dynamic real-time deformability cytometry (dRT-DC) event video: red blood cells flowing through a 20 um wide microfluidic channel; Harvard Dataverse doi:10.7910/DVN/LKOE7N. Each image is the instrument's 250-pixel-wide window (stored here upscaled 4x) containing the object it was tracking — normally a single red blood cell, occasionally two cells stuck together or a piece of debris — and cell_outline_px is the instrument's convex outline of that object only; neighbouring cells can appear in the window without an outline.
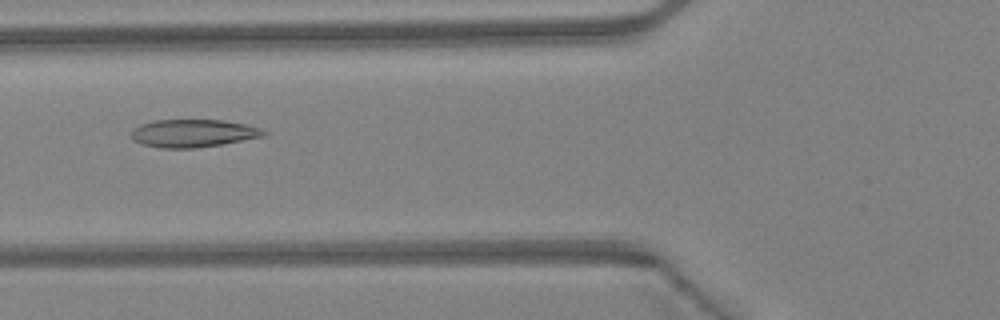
{"species": "Egyptian fruit bat (a non-hibernating species)", "species_latin": "Rousettus aegyptiacus", "temperature_condition": "warm", "stored_images_in_passage": 46, "camera_frame_rate_fps": 3000, "um_per_image_px": 0.085, "animal": {"sex": "female"}, "frame": {"image": 1, "passage_image": 18, "time_ms": 5.667, "image_size_px": [1000, 320], "cell_outline_px": [[268, 132], [264, 136], [224, 144], [196, 148], [160, 148], [144, 144], [132, 140], [132, 128], [140, 124], [152, 120], [220, 120], [244, 124], [260, 128]], "centroid_in_image_um": [16.4, 11.33], "position_along_channel_um": 109.4, "area_um2": 21.5}}
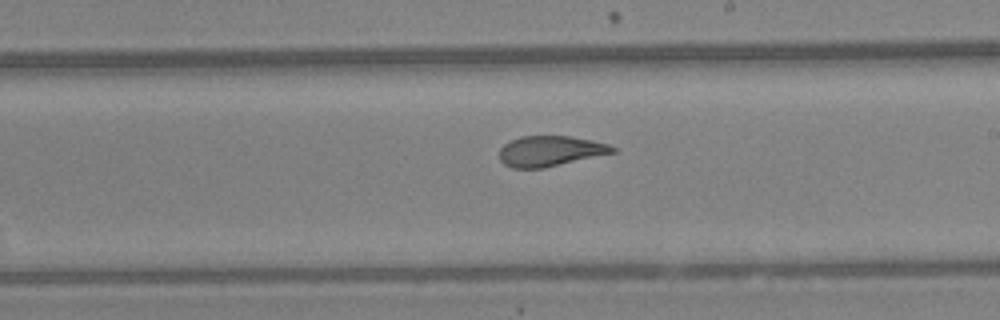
{"frame": {"image": 2, "passage_image": 27, "time_ms": 8.667, "image_size_px": [1000, 320], "cell_outline_px": [[616, 152], [540, 168], [512, 168], [504, 164], [500, 160], [500, 148], [504, 144], [520, 136], [572, 136], [592, 140], [608, 144], [616, 148]], "centroid_in_image_um": [46.75, 12.83], "position_along_channel_um": 242.2, "area_um2": 19.83}}
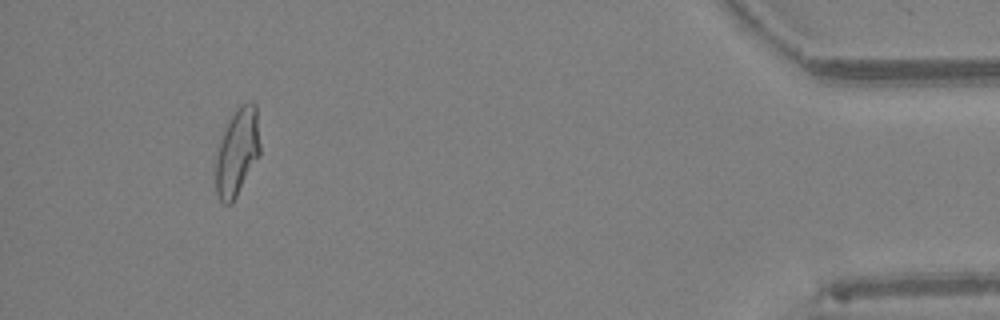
{"frame": {"image": 3, "passage_image": 43, "time_ms": 14.0, "image_size_px": [1000, 320], "cell_outline_px": [[260, 156], [232, 204], [224, 204], [220, 200], [216, 192], [216, 156], [220, 140], [224, 128], [232, 116], [244, 104], [252, 100], [256, 104], [260, 144]], "centroid_in_image_um": [20.18, 12.96], "position_along_channel_um": 415.0, "area_um2": 22.54}, "authors_computed_cell_mechanics": {"area_um2": 22.2241, "velocity_mm_per_s": 4.4469, "shape_relaxation_time_tau1_ms": 9.1646, "shape_relaxation_time_tau2_ms": 1.1709, "deformation_change_tau1": 0.2159, "deformation_change_tau2": 0.0856}}